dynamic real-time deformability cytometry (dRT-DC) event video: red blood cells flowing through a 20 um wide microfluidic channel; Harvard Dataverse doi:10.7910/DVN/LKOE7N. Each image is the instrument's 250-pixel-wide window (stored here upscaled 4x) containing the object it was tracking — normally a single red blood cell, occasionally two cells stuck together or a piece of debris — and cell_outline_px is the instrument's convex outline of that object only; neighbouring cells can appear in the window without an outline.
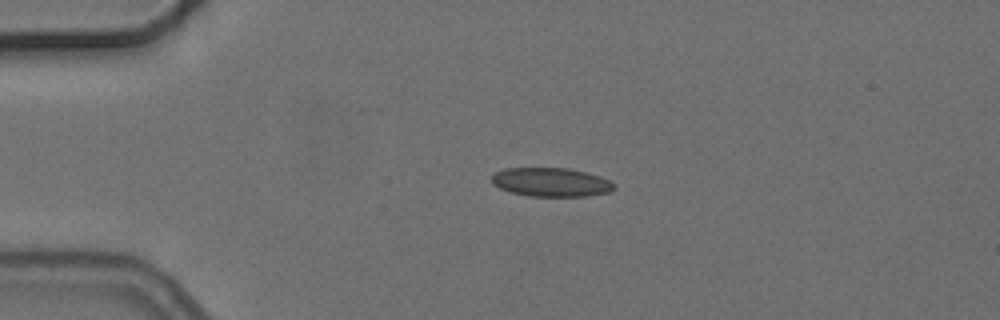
{"species": "common noctule bat (a hibernating species)", "species_latin": "Nyctalus noctula", "temperature_condition": "cold", "stored_images_in_passage": 2, "camera_frame_rate_fps": 3000, "um_per_image_px": 0.085, "animal": {"sex": "female", "body_mass_g": 24.6, "forearm_length_mm": 56.2}, "frame": {"image": 1, "passage_image": 1, "time_ms": 0.0, "image_size_px": [1000, 320], "cell_outline_px": [[616, 188], [608, 192], [588, 196], [528, 196], [512, 192], [500, 188], [492, 184], [492, 176], [496, 172], [504, 168], [568, 168], [588, 172], [600, 176], [616, 184]], "centroid_in_image_um": [46.86, 15.48], "position_along_channel_um": 38.1, "area_um2": 20.63}}